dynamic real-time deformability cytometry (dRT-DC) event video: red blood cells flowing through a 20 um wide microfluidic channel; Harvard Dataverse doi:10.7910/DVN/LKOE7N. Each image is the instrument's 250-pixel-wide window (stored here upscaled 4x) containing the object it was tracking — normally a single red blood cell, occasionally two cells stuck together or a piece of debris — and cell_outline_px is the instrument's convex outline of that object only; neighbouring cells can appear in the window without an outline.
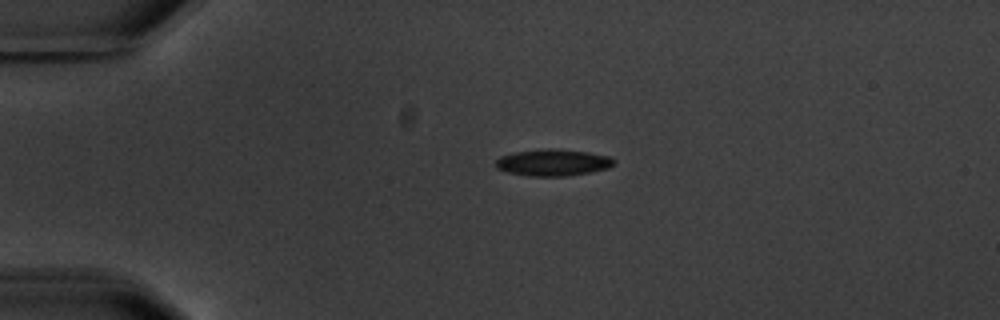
{"species": "common noctule bat (a hibernating species)", "species_latin": "Nyctalus noctula", "temperature_condition": "warm", "stored_images_in_passage": 1, "camera_frame_rate_fps": 3000, "um_per_image_px": 0.085, "animal": {"sex": "male", "body_mass_g": 20.1, "forearm_length_mm": 53.5}, "frame": {"image": 1, "passage_image": 1, "time_ms": 0.0, "image_size_px": [1000, 320], "cell_outline_px": [[616, 164], [608, 168], [588, 172], [564, 176], [528, 176], [508, 172], [496, 168], [496, 160], [500, 156], [512, 152], [548, 148], [556, 148], [588, 152], [608, 156], [616, 160]], "centroid_in_image_um": [46.99, 13.8], "position_along_channel_um": 38.0, "area_um2": 18.44}}